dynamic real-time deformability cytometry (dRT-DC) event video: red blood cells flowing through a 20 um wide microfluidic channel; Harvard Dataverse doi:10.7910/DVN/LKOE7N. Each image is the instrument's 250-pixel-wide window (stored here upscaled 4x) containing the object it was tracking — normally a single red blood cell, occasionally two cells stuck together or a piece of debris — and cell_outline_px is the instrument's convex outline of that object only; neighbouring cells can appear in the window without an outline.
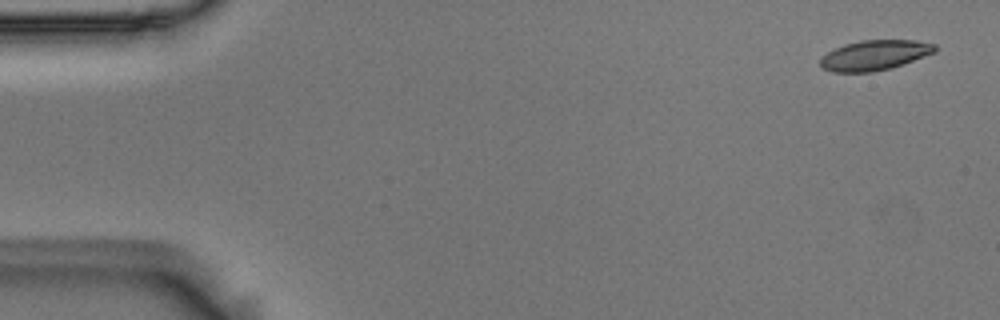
{"species": "Egyptian fruit bat (a non-hibernating species)", "species_latin": "Rousettus aegyptiacus", "temperature_condition": "room temperature", "stored_images_in_passage": 5, "camera_frame_rate_fps": 3000, "um_per_image_px": 0.085, "animal": {"sex": "male"}, "frame": {"image": 1, "passage_image": 1, "time_ms": 0.0, "image_size_px": [1000, 320], "cell_outline_px": [[936, 52], [892, 68], [872, 72], [832, 72], [820, 68], [820, 60], [828, 52], [844, 44], [860, 40], [916, 40], [936, 44]], "centroid_in_image_um": [74.35, 4.69], "position_along_channel_um": 10.7, "area_um2": 20.17}}
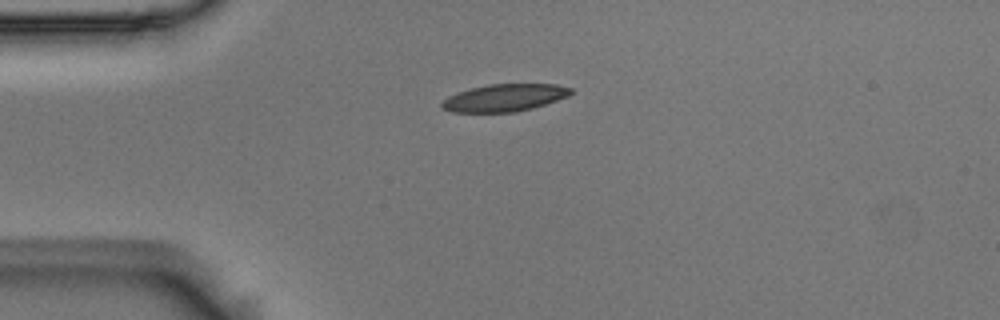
{"frame": {"image": 2, "passage_image": 4, "time_ms": 1.0, "image_size_px": [1000, 320], "cell_outline_px": [[572, 92], [568, 96], [532, 108], [516, 112], [452, 112], [440, 108], [440, 104], [448, 96], [456, 92], [488, 84], [556, 84], [572, 88]], "centroid_in_image_um": [42.85, 8.31], "position_along_channel_um": 42.2, "area_um2": 20.52}}